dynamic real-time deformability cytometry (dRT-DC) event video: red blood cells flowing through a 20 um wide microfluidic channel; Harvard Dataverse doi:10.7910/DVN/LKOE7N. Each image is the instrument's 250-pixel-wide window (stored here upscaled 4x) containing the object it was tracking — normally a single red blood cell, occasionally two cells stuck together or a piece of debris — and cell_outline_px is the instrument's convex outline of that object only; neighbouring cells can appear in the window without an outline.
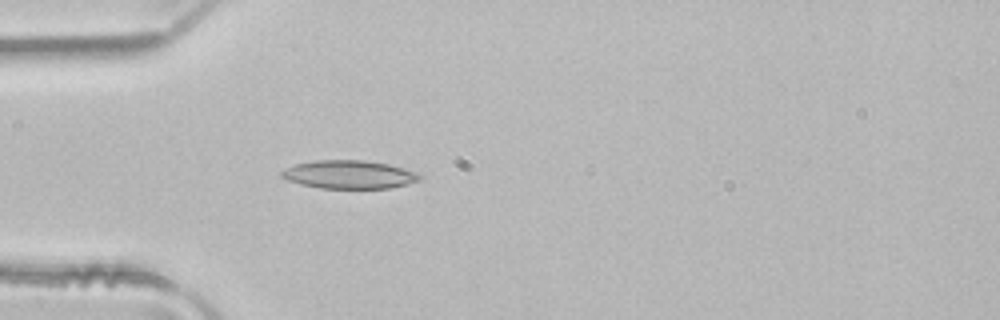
{"species": "common noctule bat (a hibernating species)", "species_latin": "Nyctalus noctula", "temperature_condition": "room temperature", "stored_images_in_passage": 3, "camera_frame_rate_fps": 3000, "um_per_image_px": 0.085, "animal": {"sex": "male", "body_mass_g": 21.5, "forearm_length_mm": 52.0}, "frame": {"image": 1, "passage_image": 3, "time_ms": 0.667, "image_size_px": [1000, 320], "cell_outline_px": [[420, 180], [408, 184], [388, 188], [320, 188], [300, 184], [288, 180], [280, 176], [280, 172], [284, 168], [296, 164], [316, 160], [364, 160], [388, 164], [416, 172], [420, 176]], "centroid_in_image_um": [29.64, 14.83], "position_along_channel_um": 55.4, "area_um2": 22.66}}